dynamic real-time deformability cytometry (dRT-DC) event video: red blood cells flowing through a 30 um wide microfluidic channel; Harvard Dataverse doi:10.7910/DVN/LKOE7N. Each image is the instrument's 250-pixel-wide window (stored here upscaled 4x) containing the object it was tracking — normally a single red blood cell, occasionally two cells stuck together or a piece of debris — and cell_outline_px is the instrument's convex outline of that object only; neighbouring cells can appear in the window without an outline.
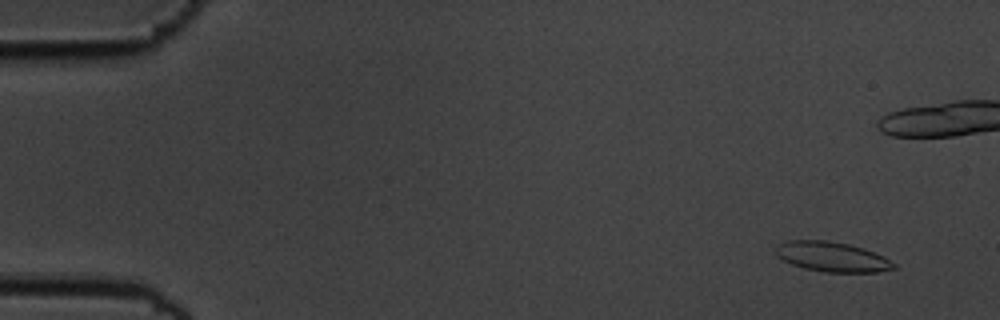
{"species": "common noctule bat (a hibernating species)", "species_latin": "Nyctalus noctula", "temperature_condition": "cold", "stored_images_in_passage": 57, "camera_frame_rate_fps": 3000, "um_per_image_px": 0.085, "animal": {"sex": "male", "body_mass_g": 19.5, "forearm_length_mm": 54.6}, "frame": {"image": 1, "passage_image": 4, "time_ms": 1.0, "image_size_px": [1000, 320], "cell_outline_px": [[896, 268], [876, 272], [824, 272], [804, 268], [792, 264], [776, 256], [776, 244], [788, 240], [828, 240], [848, 244], [864, 248], [884, 256], [896, 264]], "centroid_in_image_um": [70.72, 21.82], "position_along_channel_um": 14.3, "area_um2": 20.63}}
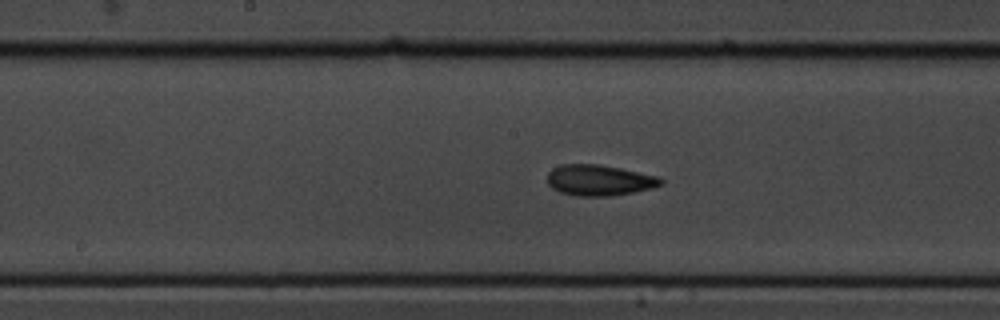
{"frame": {"image": 2, "passage_image": 29, "time_ms": 9.333, "image_size_px": [1000, 320], "cell_outline_px": [[664, 184], [652, 188], [632, 192], [608, 196], [576, 196], [560, 192], [552, 188], [548, 184], [548, 172], [552, 168], [560, 164], [600, 164], [660, 176], [664, 180]], "centroid_in_image_um": [50.95, 15.31], "position_along_channel_um": 197.3, "area_um2": 20.58}}
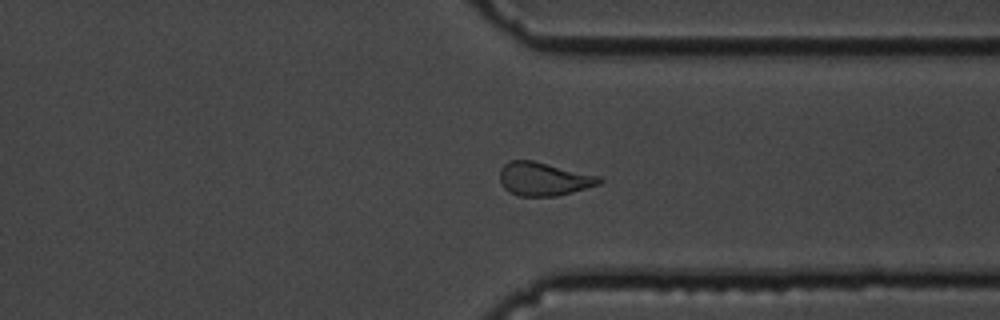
{"frame": {"image": 3, "passage_image": 43, "time_ms": 14.0, "image_size_px": [1000, 320], "cell_outline_px": [[604, 180], [600, 184], [572, 192], [556, 196], [516, 196], [508, 192], [504, 188], [500, 180], [500, 168], [508, 160], [532, 160], [600, 176]], "centroid_in_image_um": [46.19, 15.21], "position_along_channel_um": 365.2, "area_um2": 19.48}, "authors_computed_cell_mechanics": {"area_um2": 20.1722, "velocity_mm_per_s": 3.6007, "shape_relaxation_time_tau1_ms": 2.8978, "shape_relaxation_time_tau2_ms": 2.3236, "deformation_change_tau1": 0.1143, "deformation_change_tau2": 0.1005}}